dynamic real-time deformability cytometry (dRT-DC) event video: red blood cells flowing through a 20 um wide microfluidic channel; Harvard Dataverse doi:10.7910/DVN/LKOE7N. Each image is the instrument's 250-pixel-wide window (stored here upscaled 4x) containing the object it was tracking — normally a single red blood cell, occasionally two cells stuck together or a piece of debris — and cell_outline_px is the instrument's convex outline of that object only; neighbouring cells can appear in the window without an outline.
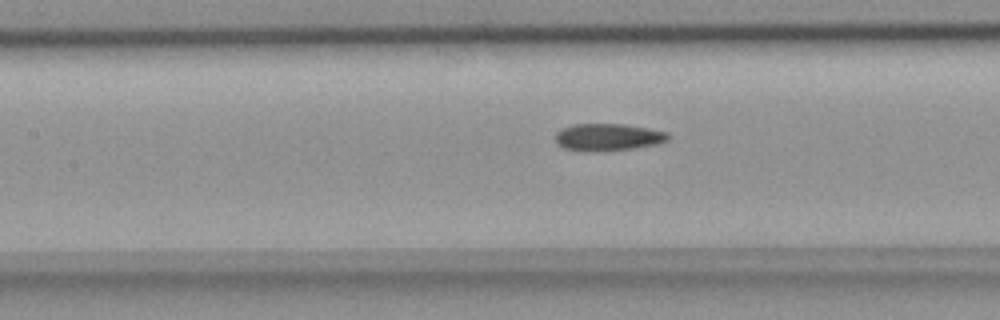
{"species": "common noctule bat (a hibernating species)", "species_latin": "Nyctalus noctula", "temperature_condition": "room temperature", "stored_images_in_passage": 37, "camera_frame_rate_fps": 3000, "um_per_image_px": 0.085, "animal": {"sex": "female", "body_mass_g": 18.4}, "frame": {"image": 1, "passage_image": 8, "time_ms": 2.333, "image_size_px": [1000, 320], "cell_outline_px": [[668, 140], [656, 144], [632, 148], [564, 148], [556, 144], [556, 132], [572, 124], [624, 124], [648, 128], [668, 132]], "centroid_in_image_um": [51.72, 11.59], "position_along_channel_um": 155.7, "area_um2": 16.76}}
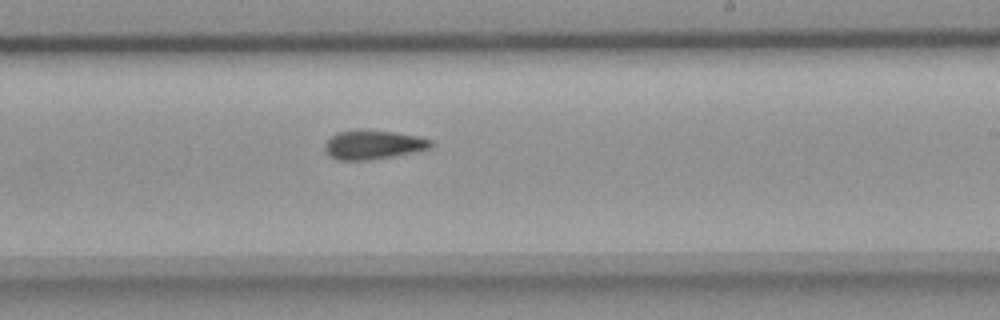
{"frame": {"image": 2, "passage_image": 16, "time_ms": 5.0, "image_size_px": [1000, 320], "cell_outline_px": [[432, 144], [428, 148], [412, 152], [372, 160], [336, 160], [328, 156], [324, 148], [324, 144], [332, 136], [340, 132], [392, 132], [416, 136], [432, 140]], "centroid_in_image_um": [31.68, 12.35], "position_along_channel_um": 257.3, "area_um2": 17.17}}
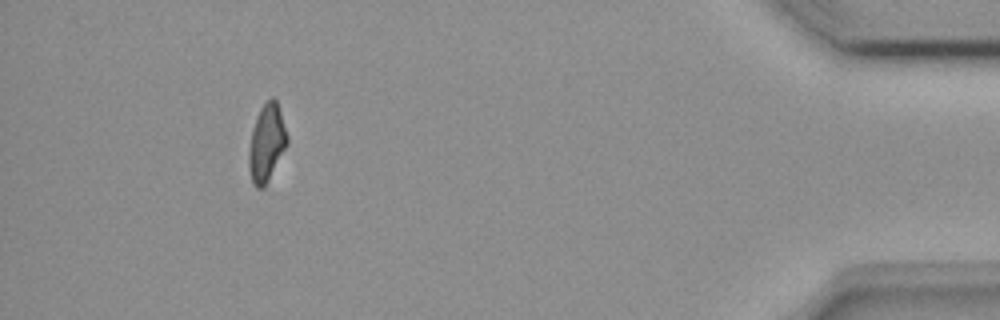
{"frame": {"image": 3, "passage_image": 33, "time_ms": 10.667, "image_size_px": [1000, 320], "cell_outline_px": [[288, 144], [264, 188], [256, 188], [252, 184], [248, 168], [248, 152], [252, 132], [260, 108], [272, 96], [276, 100], [288, 136]], "centroid_in_image_um": [22.66, 12.2], "position_along_channel_um": 412.5, "area_um2": 17.17}, "authors_computed_cell_mechanics": {"area_um2": 17.2822, "velocity_mm_per_s": 3.8307, "shape_relaxation_time_tau1_ms": null, "shape_relaxation_time_tau2_ms": 5.2594, "deformation_change_tau1": null, "deformation_change_tau2": 0.1287}}